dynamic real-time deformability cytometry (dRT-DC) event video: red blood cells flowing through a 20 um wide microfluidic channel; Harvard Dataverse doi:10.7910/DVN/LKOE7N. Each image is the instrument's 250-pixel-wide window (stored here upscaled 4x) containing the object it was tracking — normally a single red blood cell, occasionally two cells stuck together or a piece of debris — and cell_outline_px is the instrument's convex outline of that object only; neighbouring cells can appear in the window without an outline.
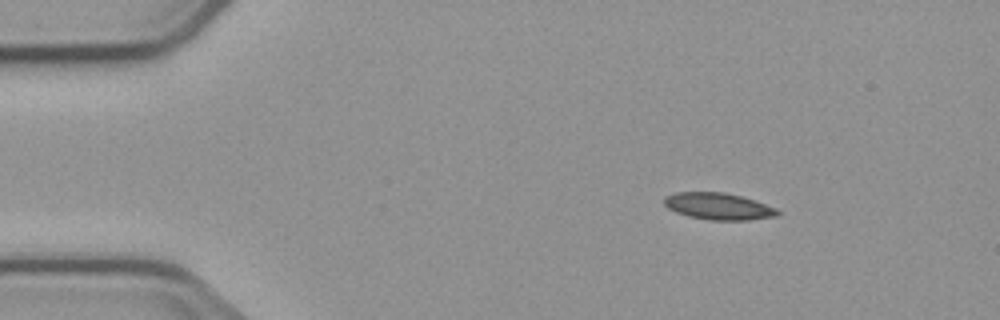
{"species": "common noctule bat (a hibernating species)", "species_latin": "Nyctalus noctula", "temperature_condition": "cold", "stored_images_in_passage": 3, "camera_frame_rate_fps": 3000, "um_per_image_px": 0.085, "animal": {"sex": "male", "body_mass_g": 23.1, "forearm_length_mm": 52.7}, "frame": {"image": 1, "passage_image": 1, "time_ms": 0.0, "image_size_px": [1000, 320], "cell_outline_px": [[780, 212], [776, 216], [748, 220], [708, 220], [688, 216], [676, 212], [668, 208], [664, 204], [664, 196], [676, 192], [724, 192], [740, 196], [776, 208]], "centroid_in_image_um": [61.02, 17.54], "position_along_channel_um": 24.0, "area_um2": 17.57}}